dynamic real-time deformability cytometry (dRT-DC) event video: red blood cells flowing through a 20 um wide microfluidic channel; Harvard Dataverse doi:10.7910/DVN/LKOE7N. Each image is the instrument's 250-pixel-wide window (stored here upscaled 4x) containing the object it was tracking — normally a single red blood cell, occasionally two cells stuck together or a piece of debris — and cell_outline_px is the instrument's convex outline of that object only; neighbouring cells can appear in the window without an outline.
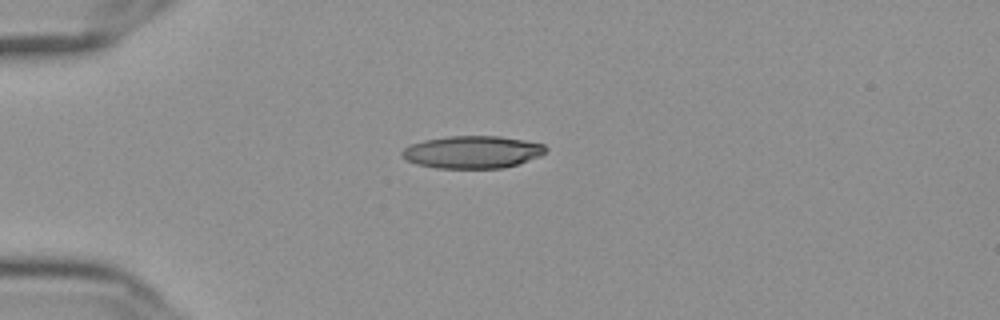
{"species": "Egyptian fruit bat (a non-hibernating species)", "species_latin": "Rousettus aegyptiacus", "temperature_condition": "cold", "stored_images_in_passage": 42, "camera_frame_rate_fps": 3000, "um_per_image_px": 0.085, "frame": {"image": 1, "passage_image": 1, "time_ms": 0.0, "image_size_px": [1000, 320], "cell_outline_px": [[548, 148], [540, 156], [504, 168], [436, 168], [416, 164], [400, 156], [400, 152], [404, 148], [412, 144], [424, 140], [448, 136], [500, 136], [524, 140], [544, 144]], "centroid_in_image_um": [40.14, 12.92], "position_along_channel_um": 44.9, "area_um2": 27.17}}
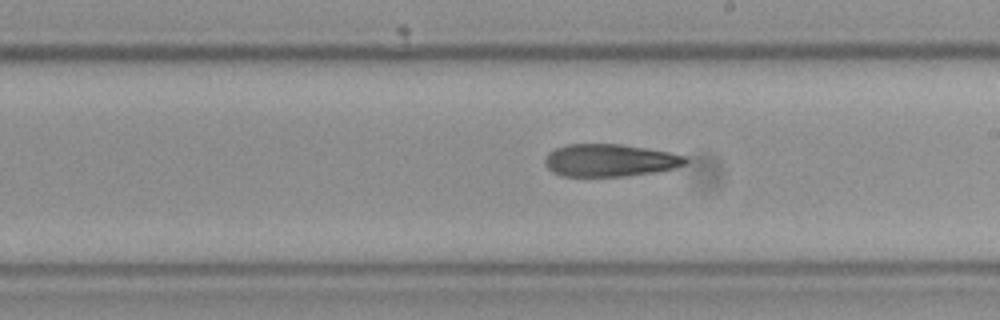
{"frame": {"image": 2, "passage_image": 19, "time_ms": 6.0, "image_size_px": [1000, 320], "cell_outline_px": [[688, 160], [684, 164], [676, 168], [652, 172], [624, 176], [560, 176], [552, 172], [548, 168], [544, 160], [548, 152], [556, 148], [568, 144], [620, 144], [668, 152], [684, 156]], "centroid_in_image_um": [51.79, 13.63], "position_along_channel_um": 237.2, "area_um2": 26.41}}
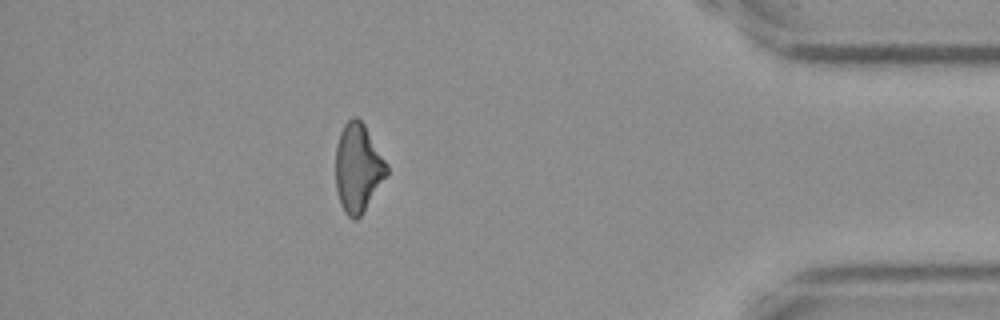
{"frame": {"image": 3, "passage_image": 36, "time_ms": 11.667, "image_size_px": [1000, 320], "cell_outline_px": [[388, 176], [360, 216], [356, 220], [352, 220], [344, 212], [340, 204], [336, 188], [336, 144], [340, 132], [344, 124], [352, 116], [356, 116], [364, 124], [388, 164]], "centroid_in_image_um": [30.43, 14.28], "position_along_channel_um": 404.8, "area_um2": 26.59}, "authors_computed_cell_mechanics": {"area_um2": 27.0793, "velocity_mm_per_s": 3.6432, "shape_relaxation_time_tau1_ms": null, "shape_relaxation_time_tau2_ms": 7.6507, "deformation_change_tau1": null, "deformation_change_tau2": 0.1981}}